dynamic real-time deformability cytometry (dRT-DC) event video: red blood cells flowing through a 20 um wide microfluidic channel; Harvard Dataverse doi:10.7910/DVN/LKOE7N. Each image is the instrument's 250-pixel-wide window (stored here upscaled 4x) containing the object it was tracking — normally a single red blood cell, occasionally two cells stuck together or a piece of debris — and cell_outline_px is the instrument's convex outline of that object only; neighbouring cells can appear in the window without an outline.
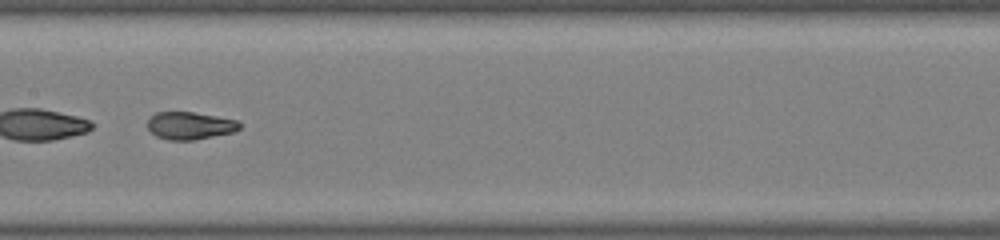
{"species": "common noctule bat (a hibernating species)", "species_latin": "Nyctalus noctula", "temperature_condition": "warm", "stored_images_in_passage": 32, "camera_frame_rate_fps": 3000, "um_per_image_px": 0.085, "animal": {"sex": "male", "body_mass_g": 19.0, "forearm_length_mm": 50.8}, "frame": {"image": 1, "passage_image": 10, "time_ms": 3.0, "image_size_px": [1000, 240], "cell_outline_px": [[240, 128], [232, 132], [192, 140], [168, 140], [156, 136], [148, 128], [148, 116], [156, 112], [192, 112], [216, 116], [236, 120], [240, 124]], "centroid_in_image_um": [16.09, 10.67], "position_along_channel_um": 191.3, "area_um2": 14.62}}
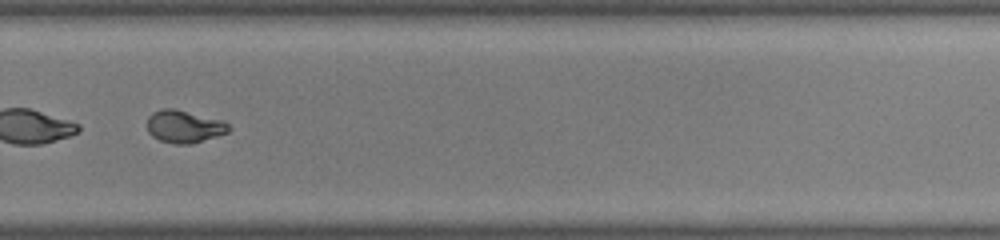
{"frame": {"image": 2, "passage_image": 19, "time_ms": 6.0, "image_size_px": [1000, 240], "cell_outline_px": [[232, 128], [228, 132], [192, 144], [172, 144], [160, 140], [152, 136], [148, 132], [148, 116], [152, 112], [160, 108], [176, 108], [224, 120]], "centroid_in_image_um": [15.66, 10.74], "position_along_channel_um": 314.1, "area_um2": 15.78}}